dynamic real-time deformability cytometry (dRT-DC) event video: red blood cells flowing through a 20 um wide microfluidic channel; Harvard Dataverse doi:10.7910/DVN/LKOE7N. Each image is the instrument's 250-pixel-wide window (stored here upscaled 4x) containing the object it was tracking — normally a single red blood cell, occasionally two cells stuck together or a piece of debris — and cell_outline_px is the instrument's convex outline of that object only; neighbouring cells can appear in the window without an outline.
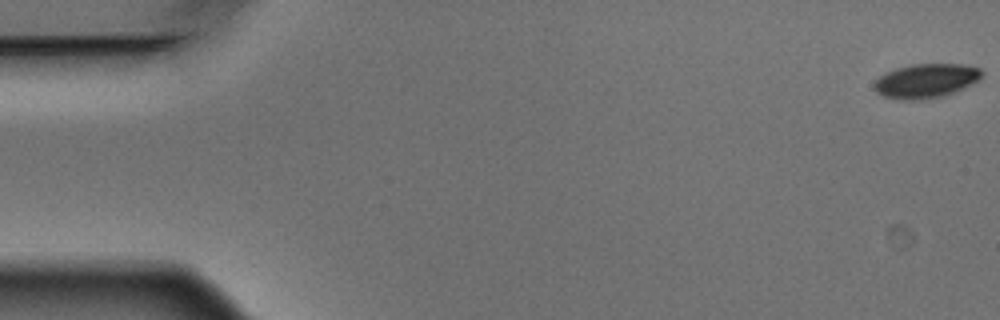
{"species": "Egyptian fruit bat (a non-hibernating species)", "species_latin": "Rousettus aegyptiacus", "temperature_condition": "warm", "stored_images_in_passage": 6, "camera_frame_rate_fps": 3000, "um_per_image_px": 0.085, "animal": {"sex": "male"}, "frame": {"image": 1, "passage_image": 1, "time_ms": 0.0, "image_size_px": [1000, 320], "cell_outline_px": [[984, 72], [980, 80], [944, 96], [916, 100], [904, 100], [884, 96], [876, 92], [872, 88], [872, 84], [884, 72], [896, 68], [912, 64], [964, 64], [980, 68]], "centroid_in_image_um": [78.69, 6.86], "position_along_channel_um": 6.3, "area_um2": 21.62}}
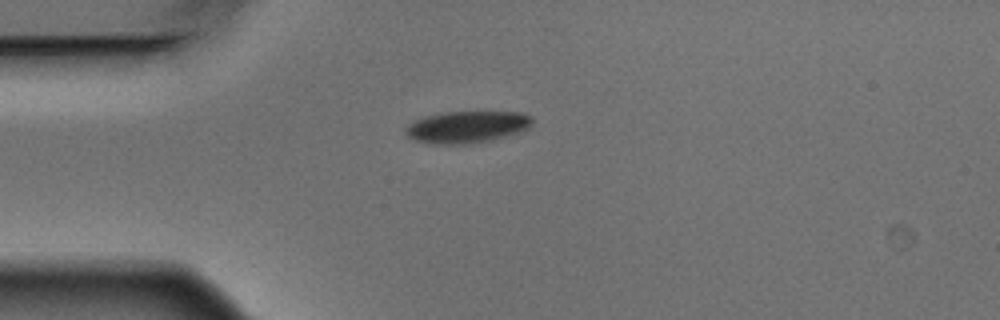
{"frame": {"image": 2, "passage_image": 5, "time_ms": 1.333, "image_size_px": [1000, 320], "cell_outline_px": [[532, 124], [524, 132], [488, 140], [468, 144], [428, 144], [416, 140], [408, 136], [404, 128], [408, 124], [424, 116], [444, 112], [524, 112], [532, 116]], "centroid_in_image_um": [39.72, 10.79], "position_along_channel_um": 45.3, "area_um2": 23.7}}
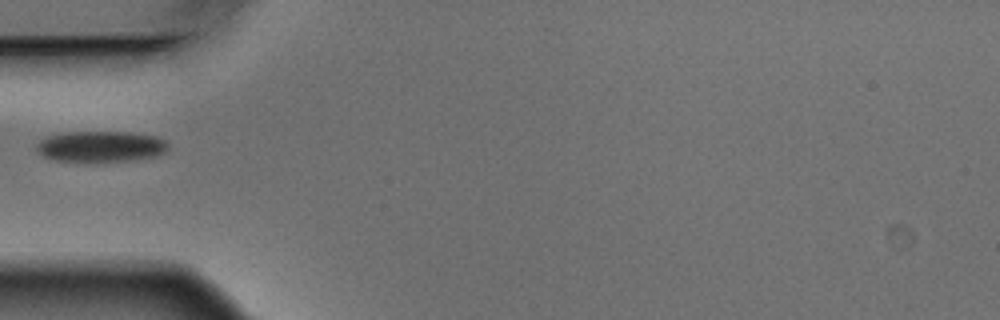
{"frame": {"image": 3, "passage_image": 6, "time_ms": 1.667, "image_size_px": [1000, 320], "cell_outline_px": [[168, 152], [156, 156], [132, 160], [56, 160], [44, 156], [36, 148], [36, 144], [44, 136], [64, 132], [132, 132], [156, 136], [168, 140]], "centroid_in_image_um": [8.62, 12.42], "position_along_channel_um": 76.4, "area_um2": 23.58}}